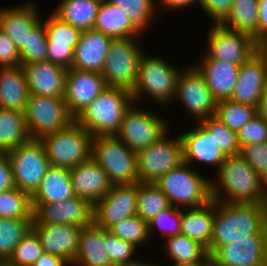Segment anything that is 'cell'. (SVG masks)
<instances>
[{"label": "cell", "mask_w": 267, "mask_h": 266, "mask_svg": "<svg viewBox=\"0 0 267 266\" xmlns=\"http://www.w3.org/2000/svg\"><path fill=\"white\" fill-rule=\"evenodd\" d=\"M82 227L75 225L32 224L45 253L59 256L73 263L78 250Z\"/></svg>", "instance_id": "cell-22"}, {"label": "cell", "mask_w": 267, "mask_h": 266, "mask_svg": "<svg viewBox=\"0 0 267 266\" xmlns=\"http://www.w3.org/2000/svg\"><path fill=\"white\" fill-rule=\"evenodd\" d=\"M165 241V254L172 260V266L197 261L207 253L196 240L182 234L168 237Z\"/></svg>", "instance_id": "cell-38"}, {"label": "cell", "mask_w": 267, "mask_h": 266, "mask_svg": "<svg viewBox=\"0 0 267 266\" xmlns=\"http://www.w3.org/2000/svg\"><path fill=\"white\" fill-rule=\"evenodd\" d=\"M133 103L130 90L108 86L75 118L92 137L115 135Z\"/></svg>", "instance_id": "cell-3"}, {"label": "cell", "mask_w": 267, "mask_h": 266, "mask_svg": "<svg viewBox=\"0 0 267 266\" xmlns=\"http://www.w3.org/2000/svg\"><path fill=\"white\" fill-rule=\"evenodd\" d=\"M253 234H267V214L259 203L215 201L210 255L220 246L230 244L233 240L250 239Z\"/></svg>", "instance_id": "cell-1"}, {"label": "cell", "mask_w": 267, "mask_h": 266, "mask_svg": "<svg viewBox=\"0 0 267 266\" xmlns=\"http://www.w3.org/2000/svg\"><path fill=\"white\" fill-rule=\"evenodd\" d=\"M261 48L267 53V41H265L262 45Z\"/></svg>", "instance_id": "cell-60"}, {"label": "cell", "mask_w": 267, "mask_h": 266, "mask_svg": "<svg viewBox=\"0 0 267 266\" xmlns=\"http://www.w3.org/2000/svg\"><path fill=\"white\" fill-rule=\"evenodd\" d=\"M182 163L164 174L155 184L177 208H196L212 200L211 179Z\"/></svg>", "instance_id": "cell-4"}, {"label": "cell", "mask_w": 267, "mask_h": 266, "mask_svg": "<svg viewBox=\"0 0 267 266\" xmlns=\"http://www.w3.org/2000/svg\"><path fill=\"white\" fill-rule=\"evenodd\" d=\"M178 266H213L212 256L207 252L201 259L179 264Z\"/></svg>", "instance_id": "cell-56"}, {"label": "cell", "mask_w": 267, "mask_h": 266, "mask_svg": "<svg viewBox=\"0 0 267 266\" xmlns=\"http://www.w3.org/2000/svg\"><path fill=\"white\" fill-rule=\"evenodd\" d=\"M104 242L107 243L108 254L114 266L134 260L132 257L137 250L134 244L114 236L105 229Z\"/></svg>", "instance_id": "cell-47"}, {"label": "cell", "mask_w": 267, "mask_h": 266, "mask_svg": "<svg viewBox=\"0 0 267 266\" xmlns=\"http://www.w3.org/2000/svg\"><path fill=\"white\" fill-rule=\"evenodd\" d=\"M164 118L151 111L137 109L133 102L124 112L115 136L137 153L156 143L170 130V125Z\"/></svg>", "instance_id": "cell-11"}, {"label": "cell", "mask_w": 267, "mask_h": 266, "mask_svg": "<svg viewBox=\"0 0 267 266\" xmlns=\"http://www.w3.org/2000/svg\"><path fill=\"white\" fill-rule=\"evenodd\" d=\"M21 64L48 61V37L44 21H39L29 32V39L20 51Z\"/></svg>", "instance_id": "cell-42"}, {"label": "cell", "mask_w": 267, "mask_h": 266, "mask_svg": "<svg viewBox=\"0 0 267 266\" xmlns=\"http://www.w3.org/2000/svg\"><path fill=\"white\" fill-rule=\"evenodd\" d=\"M15 187L13 183L12 168L6 153L0 155V192Z\"/></svg>", "instance_id": "cell-52"}, {"label": "cell", "mask_w": 267, "mask_h": 266, "mask_svg": "<svg viewBox=\"0 0 267 266\" xmlns=\"http://www.w3.org/2000/svg\"><path fill=\"white\" fill-rule=\"evenodd\" d=\"M216 174L218 179L211 180L213 200L221 203H259L263 179L241 154L226 156Z\"/></svg>", "instance_id": "cell-2"}, {"label": "cell", "mask_w": 267, "mask_h": 266, "mask_svg": "<svg viewBox=\"0 0 267 266\" xmlns=\"http://www.w3.org/2000/svg\"><path fill=\"white\" fill-rule=\"evenodd\" d=\"M258 114L257 107L223 100L217 103L215 117L236 133Z\"/></svg>", "instance_id": "cell-39"}, {"label": "cell", "mask_w": 267, "mask_h": 266, "mask_svg": "<svg viewBox=\"0 0 267 266\" xmlns=\"http://www.w3.org/2000/svg\"><path fill=\"white\" fill-rule=\"evenodd\" d=\"M125 11L131 23L140 31H145L157 12L154 0H107ZM156 9V10H155Z\"/></svg>", "instance_id": "cell-41"}, {"label": "cell", "mask_w": 267, "mask_h": 266, "mask_svg": "<svg viewBox=\"0 0 267 266\" xmlns=\"http://www.w3.org/2000/svg\"><path fill=\"white\" fill-rule=\"evenodd\" d=\"M194 65L202 73L217 103L231 98L240 65L220 60H201L199 65Z\"/></svg>", "instance_id": "cell-27"}, {"label": "cell", "mask_w": 267, "mask_h": 266, "mask_svg": "<svg viewBox=\"0 0 267 266\" xmlns=\"http://www.w3.org/2000/svg\"><path fill=\"white\" fill-rule=\"evenodd\" d=\"M258 6V43L262 45L267 41V0H259Z\"/></svg>", "instance_id": "cell-53"}, {"label": "cell", "mask_w": 267, "mask_h": 266, "mask_svg": "<svg viewBox=\"0 0 267 266\" xmlns=\"http://www.w3.org/2000/svg\"><path fill=\"white\" fill-rule=\"evenodd\" d=\"M6 154L14 186L32 196L51 166L44 145L40 139H30Z\"/></svg>", "instance_id": "cell-9"}, {"label": "cell", "mask_w": 267, "mask_h": 266, "mask_svg": "<svg viewBox=\"0 0 267 266\" xmlns=\"http://www.w3.org/2000/svg\"><path fill=\"white\" fill-rule=\"evenodd\" d=\"M198 122L209 132L210 136H213L216 145L226 156L240 154L241 148L235 131L230 130L215 116L201 119Z\"/></svg>", "instance_id": "cell-43"}, {"label": "cell", "mask_w": 267, "mask_h": 266, "mask_svg": "<svg viewBox=\"0 0 267 266\" xmlns=\"http://www.w3.org/2000/svg\"><path fill=\"white\" fill-rule=\"evenodd\" d=\"M101 1L60 0V4L52 13L82 32L93 29Z\"/></svg>", "instance_id": "cell-33"}, {"label": "cell", "mask_w": 267, "mask_h": 266, "mask_svg": "<svg viewBox=\"0 0 267 266\" xmlns=\"http://www.w3.org/2000/svg\"><path fill=\"white\" fill-rule=\"evenodd\" d=\"M258 114L267 121V85L261 95L260 103L257 108Z\"/></svg>", "instance_id": "cell-57"}, {"label": "cell", "mask_w": 267, "mask_h": 266, "mask_svg": "<svg viewBox=\"0 0 267 266\" xmlns=\"http://www.w3.org/2000/svg\"><path fill=\"white\" fill-rule=\"evenodd\" d=\"M138 37L113 38L101 72L107 86L132 90L138 76V65L144 53Z\"/></svg>", "instance_id": "cell-10"}, {"label": "cell", "mask_w": 267, "mask_h": 266, "mask_svg": "<svg viewBox=\"0 0 267 266\" xmlns=\"http://www.w3.org/2000/svg\"><path fill=\"white\" fill-rule=\"evenodd\" d=\"M0 218L33 219L31 196L17 187L0 192Z\"/></svg>", "instance_id": "cell-40"}, {"label": "cell", "mask_w": 267, "mask_h": 266, "mask_svg": "<svg viewBox=\"0 0 267 266\" xmlns=\"http://www.w3.org/2000/svg\"><path fill=\"white\" fill-rule=\"evenodd\" d=\"M91 157L113 185L138 183L137 156L115 135L92 137Z\"/></svg>", "instance_id": "cell-6"}, {"label": "cell", "mask_w": 267, "mask_h": 266, "mask_svg": "<svg viewBox=\"0 0 267 266\" xmlns=\"http://www.w3.org/2000/svg\"><path fill=\"white\" fill-rule=\"evenodd\" d=\"M24 115L31 139L64 130L75 121L64 98L60 97L29 94Z\"/></svg>", "instance_id": "cell-8"}, {"label": "cell", "mask_w": 267, "mask_h": 266, "mask_svg": "<svg viewBox=\"0 0 267 266\" xmlns=\"http://www.w3.org/2000/svg\"><path fill=\"white\" fill-rule=\"evenodd\" d=\"M112 39L95 29L82 31L71 68L101 74Z\"/></svg>", "instance_id": "cell-24"}, {"label": "cell", "mask_w": 267, "mask_h": 266, "mask_svg": "<svg viewBox=\"0 0 267 266\" xmlns=\"http://www.w3.org/2000/svg\"><path fill=\"white\" fill-rule=\"evenodd\" d=\"M259 0H234L231 12L221 23L224 27L250 35L258 42Z\"/></svg>", "instance_id": "cell-35"}, {"label": "cell", "mask_w": 267, "mask_h": 266, "mask_svg": "<svg viewBox=\"0 0 267 266\" xmlns=\"http://www.w3.org/2000/svg\"><path fill=\"white\" fill-rule=\"evenodd\" d=\"M195 2H198L199 4V0H159V3L161 4L160 6L167 8L168 10H178V8L181 10L190 5L192 6Z\"/></svg>", "instance_id": "cell-55"}, {"label": "cell", "mask_w": 267, "mask_h": 266, "mask_svg": "<svg viewBox=\"0 0 267 266\" xmlns=\"http://www.w3.org/2000/svg\"><path fill=\"white\" fill-rule=\"evenodd\" d=\"M71 266H114L104 242V229L94 222L80 231L78 250Z\"/></svg>", "instance_id": "cell-28"}, {"label": "cell", "mask_w": 267, "mask_h": 266, "mask_svg": "<svg viewBox=\"0 0 267 266\" xmlns=\"http://www.w3.org/2000/svg\"><path fill=\"white\" fill-rule=\"evenodd\" d=\"M215 200L203 206L182 209L180 234L201 244L209 253V245L213 235Z\"/></svg>", "instance_id": "cell-30"}, {"label": "cell", "mask_w": 267, "mask_h": 266, "mask_svg": "<svg viewBox=\"0 0 267 266\" xmlns=\"http://www.w3.org/2000/svg\"><path fill=\"white\" fill-rule=\"evenodd\" d=\"M93 29L112 38L141 36V32L125 15V11L107 0L100 3Z\"/></svg>", "instance_id": "cell-32"}, {"label": "cell", "mask_w": 267, "mask_h": 266, "mask_svg": "<svg viewBox=\"0 0 267 266\" xmlns=\"http://www.w3.org/2000/svg\"><path fill=\"white\" fill-rule=\"evenodd\" d=\"M30 94L64 98L67 69L51 61L21 64Z\"/></svg>", "instance_id": "cell-23"}, {"label": "cell", "mask_w": 267, "mask_h": 266, "mask_svg": "<svg viewBox=\"0 0 267 266\" xmlns=\"http://www.w3.org/2000/svg\"><path fill=\"white\" fill-rule=\"evenodd\" d=\"M138 183L113 185L105 197L93 206V222L108 230L119 221L137 214Z\"/></svg>", "instance_id": "cell-15"}, {"label": "cell", "mask_w": 267, "mask_h": 266, "mask_svg": "<svg viewBox=\"0 0 267 266\" xmlns=\"http://www.w3.org/2000/svg\"><path fill=\"white\" fill-rule=\"evenodd\" d=\"M32 266H71V264L64 258L44 252Z\"/></svg>", "instance_id": "cell-54"}, {"label": "cell", "mask_w": 267, "mask_h": 266, "mask_svg": "<svg viewBox=\"0 0 267 266\" xmlns=\"http://www.w3.org/2000/svg\"><path fill=\"white\" fill-rule=\"evenodd\" d=\"M36 7L28 2L0 9V30L10 37L19 51L27 45L29 32L41 20Z\"/></svg>", "instance_id": "cell-26"}, {"label": "cell", "mask_w": 267, "mask_h": 266, "mask_svg": "<svg viewBox=\"0 0 267 266\" xmlns=\"http://www.w3.org/2000/svg\"><path fill=\"white\" fill-rule=\"evenodd\" d=\"M149 262H141L139 261L138 259L137 260H132V261H129L127 263H124V264H120L118 266H155V265H152V263L148 264Z\"/></svg>", "instance_id": "cell-59"}, {"label": "cell", "mask_w": 267, "mask_h": 266, "mask_svg": "<svg viewBox=\"0 0 267 266\" xmlns=\"http://www.w3.org/2000/svg\"><path fill=\"white\" fill-rule=\"evenodd\" d=\"M75 196L70 170L50 166L38 189L31 196L32 204H52Z\"/></svg>", "instance_id": "cell-31"}, {"label": "cell", "mask_w": 267, "mask_h": 266, "mask_svg": "<svg viewBox=\"0 0 267 266\" xmlns=\"http://www.w3.org/2000/svg\"><path fill=\"white\" fill-rule=\"evenodd\" d=\"M240 154L262 179L267 177V142L244 146Z\"/></svg>", "instance_id": "cell-49"}, {"label": "cell", "mask_w": 267, "mask_h": 266, "mask_svg": "<svg viewBox=\"0 0 267 266\" xmlns=\"http://www.w3.org/2000/svg\"><path fill=\"white\" fill-rule=\"evenodd\" d=\"M29 94L22 65L0 67V108L24 113Z\"/></svg>", "instance_id": "cell-29"}, {"label": "cell", "mask_w": 267, "mask_h": 266, "mask_svg": "<svg viewBox=\"0 0 267 266\" xmlns=\"http://www.w3.org/2000/svg\"><path fill=\"white\" fill-rule=\"evenodd\" d=\"M40 141L52 166L71 169L91 157L92 136L76 121Z\"/></svg>", "instance_id": "cell-7"}, {"label": "cell", "mask_w": 267, "mask_h": 266, "mask_svg": "<svg viewBox=\"0 0 267 266\" xmlns=\"http://www.w3.org/2000/svg\"><path fill=\"white\" fill-rule=\"evenodd\" d=\"M69 170L75 195L86 199L93 206L113 186L106 172L92 157Z\"/></svg>", "instance_id": "cell-21"}, {"label": "cell", "mask_w": 267, "mask_h": 266, "mask_svg": "<svg viewBox=\"0 0 267 266\" xmlns=\"http://www.w3.org/2000/svg\"><path fill=\"white\" fill-rule=\"evenodd\" d=\"M240 148L254 143L267 142V121L259 114L237 133Z\"/></svg>", "instance_id": "cell-48"}, {"label": "cell", "mask_w": 267, "mask_h": 266, "mask_svg": "<svg viewBox=\"0 0 267 266\" xmlns=\"http://www.w3.org/2000/svg\"><path fill=\"white\" fill-rule=\"evenodd\" d=\"M44 21L48 37V61L70 69L74 59V49L81 31L63 22L53 13Z\"/></svg>", "instance_id": "cell-20"}, {"label": "cell", "mask_w": 267, "mask_h": 266, "mask_svg": "<svg viewBox=\"0 0 267 266\" xmlns=\"http://www.w3.org/2000/svg\"><path fill=\"white\" fill-rule=\"evenodd\" d=\"M180 72L164 59L143 53L139 60L137 81L131 90L135 105L144 93L162 106L170 105L176 96Z\"/></svg>", "instance_id": "cell-5"}, {"label": "cell", "mask_w": 267, "mask_h": 266, "mask_svg": "<svg viewBox=\"0 0 267 266\" xmlns=\"http://www.w3.org/2000/svg\"><path fill=\"white\" fill-rule=\"evenodd\" d=\"M30 139L24 113L0 108V151L7 153Z\"/></svg>", "instance_id": "cell-34"}, {"label": "cell", "mask_w": 267, "mask_h": 266, "mask_svg": "<svg viewBox=\"0 0 267 266\" xmlns=\"http://www.w3.org/2000/svg\"><path fill=\"white\" fill-rule=\"evenodd\" d=\"M170 130L156 143L136 153L138 182L156 183L164 174L183 163L180 135L168 137Z\"/></svg>", "instance_id": "cell-12"}, {"label": "cell", "mask_w": 267, "mask_h": 266, "mask_svg": "<svg viewBox=\"0 0 267 266\" xmlns=\"http://www.w3.org/2000/svg\"><path fill=\"white\" fill-rule=\"evenodd\" d=\"M175 100L181 101L197 122L215 116L217 101L195 65L181 70L177 79Z\"/></svg>", "instance_id": "cell-14"}, {"label": "cell", "mask_w": 267, "mask_h": 266, "mask_svg": "<svg viewBox=\"0 0 267 266\" xmlns=\"http://www.w3.org/2000/svg\"><path fill=\"white\" fill-rule=\"evenodd\" d=\"M21 65L19 50L10 37L0 30V67Z\"/></svg>", "instance_id": "cell-51"}, {"label": "cell", "mask_w": 267, "mask_h": 266, "mask_svg": "<svg viewBox=\"0 0 267 266\" xmlns=\"http://www.w3.org/2000/svg\"><path fill=\"white\" fill-rule=\"evenodd\" d=\"M167 196L155 183L138 182L137 215L149 223L161 211L169 208Z\"/></svg>", "instance_id": "cell-37"}, {"label": "cell", "mask_w": 267, "mask_h": 266, "mask_svg": "<svg viewBox=\"0 0 267 266\" xmlns=\"http://www.w3.org/2000/svg\"><path fill=\"white\" fill-rule=\"evenodd\" d=\"M234 0H199L202 10L214 24H221L231 12Z\"/></svg>", "instance_id": "cell-50"}, {"label": "cell", "mask_w": 267, "mask_h": 266, "mask_svg": "<svg viewBox=\"0 0 267 266\" xmlns=\"http://www.w3.org/2000/svg\"><path fill=\"white\" fill-rule=\"evenodd\" d=\"M181 214L182 209H179L172 205L169 208L161 211L148 223V232L150 239L151 237H153L152 234L154 232H157L155 231L157 229L159 230V232H161V236H164V238L180 234Z\"/></svg>", "instance_id": "cell-46"}, {"label": "cell", "mask_w": 267, "mask_h": 266, "mask_svg": "<svg viewBox=\"0 0 267 266\" xmlns=\"http://www.w3.org/2000/svg\"><path fill=\"white\" fill-rule=\"evenodd\" d=\"M44 254L39 237L31 230L16 245L6 266H32Z\"/></svg>", "instance_id": "cell-45"}, {"label": "cell", "mask_w": 267, "mask_h": 266, "mask_svg": "<svg viewBox=\"0 0 267 266\" xmlns=\"http://www.w3.org/2000/svg\"><path fill=\"white\" fill-rule=\"evenodd\" d=\"M207 54L201 60H220L241 65L261 45L250 35L213 24L207 35Z\"/></svg>", "instance_id": "cell-13"}, {"label": "cell", "mask_w": 267, "mask_h": 266, "mask_svg": "<svg viewBox=\"0 0 267 266\" xmlns=\"http://www.w3.org/2000/svg\"><path fill=\"white\" fill-rule=\"evenodd\" d=\"M108 231L125 241L134 244L137 248L150 240L148 223L137 214L123 219L111 226Z\"/></svg>", "instance_id": "cell-44"}, {"label": "cell", "mask_w": 267, "mask_h": 266, "mask_svg": "<svg viewBox=\"0 0 267 266\" xmlns=\"http://www.w3.org/2000/svg\"><path fill=\"white\" fill-rule=\"evenodd\" d=\"M192 130H188L180 135L183 145V162L191 165L198 161L208 165L217 166V171L226 159L213 136L199 123Z\"/></svg>", "instance_id": "cell-25"}, {"label": "cell", "mask_w": 267, "mask_h": 266, "mask_svg": "<svg viewBox=\"0 0 267 266\" xmlns=\"http://www.w3.org/2000/svg\"><path fill=\"white\" fill-rule=\"evenodd\" d=\"M102 74L68 69L65 78L64 101L70 114L76 118L107 88Z\"/></svg>", "instance_id": "cell-19"}, {"label": "cell", "mask_w": 267, "mask_h": 266, "mask_svg": "<svg viewBox=\"0 0 267 266\" xmlns=\"http://www.w3.org/2000/svg\"><path fill=\"white\" fill-rule=\"evenodd\" d=\"M32 208V224H66L83 228L93 223V205L76 195L52 204H32Z\"/></svg>", "instance_id": "cell-16"}, {"label": "cell", "mask_w": 267, "mask_h": 266, "mask_svg": "<svg viewBox=\"0 0 267 266\" xmlns=\"http://www.w3.org/2000/svg\"><path fill=\"white\" fill-rule=\"evenodd\" d=\"M213 266H267V234L233 240L212 255Z\"/></svg>", "instance_id": "cell-18"}, {"label": "cell", "mask_w": 267, "mask_h": 266, "mask_svg": "<svg viewBox=\"0 0 267 266\" xmlns=\"http://www.w3.org/2000/svg\"><path fill=\"white\" fill-rule=\"evenodd\" d=\"M33 219L0 218V264H6L19 241L32 230Z\"/></svg>", "instance_id": "cell-36"}, {"label": "cell", "mask_w": 267, "mask_h": 266, "mask_svg": "<svg viewBox=\"0 0 267 266\" xmlns=\"http://www.w3.org/2000/svg\"><path fill=\"white\" fill-rule=\"evenodd\" d=\"M260 206L264 209L267 214V177L263 179L262 193L259 201Z\"/></svg>", "instance_id": "cell-58"}, {"label": "cell", "mask_w": 267, "mask_h": 266, "mask_svg": "<svg viewBox=\"0 0 267 266\" xmlns=\"http://www.w3.org/2000/svg\"><path fill=\"white\" fill-rule=\"evenodd\" d=\"M266 85L267 53L260 48L240 65L238 79L230 100L258 108Z\"/></svg>", "instance_id": "cell-17"}]
</instances>
